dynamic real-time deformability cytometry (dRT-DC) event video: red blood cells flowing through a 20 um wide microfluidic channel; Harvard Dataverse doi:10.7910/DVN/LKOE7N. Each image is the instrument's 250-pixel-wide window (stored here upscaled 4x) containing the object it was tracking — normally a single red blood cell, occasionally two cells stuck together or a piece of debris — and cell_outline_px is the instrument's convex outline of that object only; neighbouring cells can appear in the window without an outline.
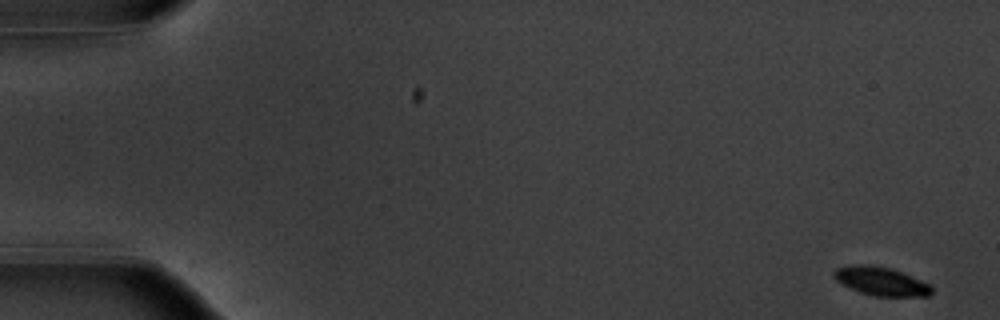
{"species": "common noctule bat (a hibernating species)", "species_latin": "Nyctalus noctula", "temperature_condition": "warm", "stored_images_in_passage": 54, "camera_frame_rate_fps": 3000, "um_per_image_px": 0.085, "animal": {"sex": "male", "body_mass_g": 20.1, "forearm_length_mm": 53.5}, "frame": {"image": 1, "passage_image": 1, "time_ms": 0.0, "image_size_px": [1000, 320], "cell_outline_px": [[932, 292], [928, 296], [872, 296], [860, 292], [840, 284], [832, 276], [832, 272], [836, 268], [856, 264], [868, 264], [888, 268], [900, 272], [932, 284]], "centroid_in_image_um": [74.86, 23.91], "position_along_channel_um": 10.1, "area_um2": 16.3}}
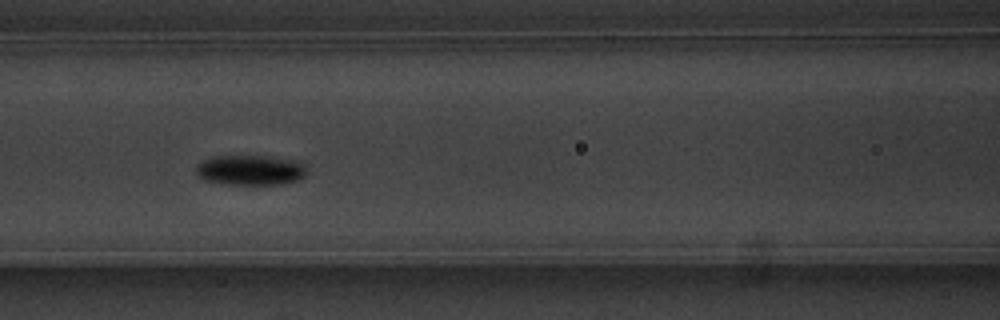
{"frame": {"image": 2, "passage_image": 24, "time_ms": 7.667, "image_size_px": [1000, 320], "cell_outline_px": [[308, 172], [304, 176], [296, 180], [280, 184], [228, 184], [204, 180], [196, 176], [196, 164], [200, 160], [212, 156], [268, 156], [296, 160], [304, 164]], "centroid_in_image_um": [21.24, 14.44], "position_along_channel_um": 145.4, "area_um2": 19.65}}
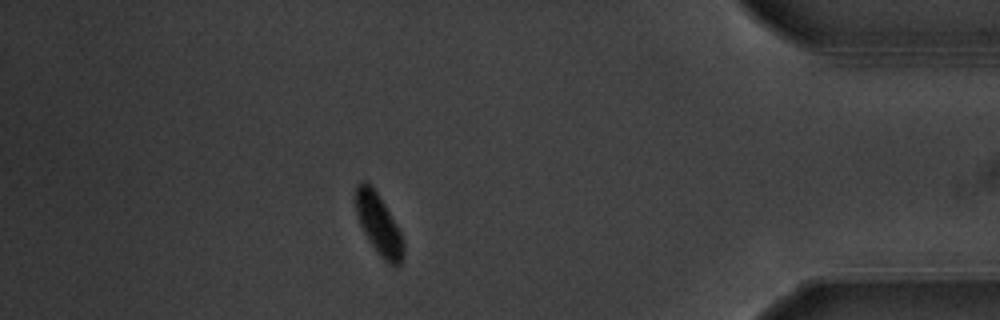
{"frame": {"image": 3, "passage_image": 48, "time_ms": 15.667, "image_size_px": [1000, 320], "cell_outline_px": [[404, 256], [400, 264], [396, 268], [388, 264], [380, 256], [364, 232], [360, 224], [356, 212], [356, 184], [360, 180], [364, 180], [372, 184], [396, 224], [400, 232], [404, 244]], "centroid_in_image_um": [32.2, 19.07], "position_along_channel_um": 403.0, "area_um2": 16.88}, "authors_computed_cell_mechanics": {"area_um2": 17.2822, "velocity_mm_per_s": 3.7012, "shape_relaxation_time_tau1_ms": 2.6435, "shape_relaxation_time_tau2_ms": null, "deformation_change_tau1": 0.133, "deformation_change_tau2": null}}